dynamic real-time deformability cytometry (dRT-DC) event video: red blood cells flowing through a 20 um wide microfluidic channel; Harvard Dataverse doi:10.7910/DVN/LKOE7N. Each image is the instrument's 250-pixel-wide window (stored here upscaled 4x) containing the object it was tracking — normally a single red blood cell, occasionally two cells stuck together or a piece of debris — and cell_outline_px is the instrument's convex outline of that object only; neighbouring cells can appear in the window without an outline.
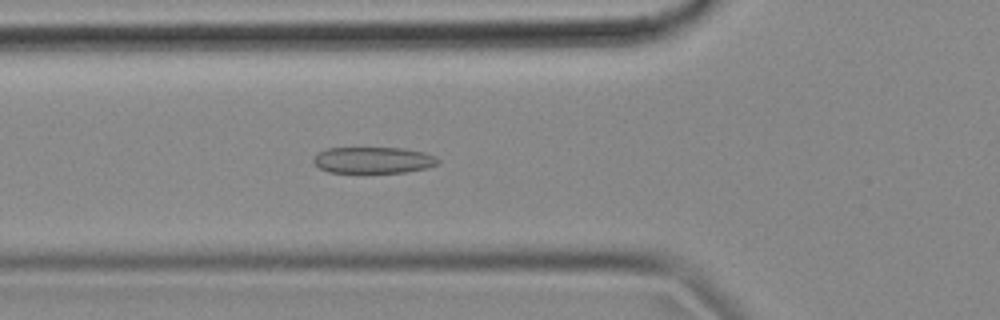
{"species": "common noctule bat (a hibernating species)", "species_latin": "Nyctalus noctula", "temperature_condition": "cold", "stored_images_in_passage": 54, "camera_frame_rate_fps": 3000, "um_per_image_px": 0.085, "animal": {"sex": "female", "body_mass_g": 18.4}, "frame": {"image": 1, "passage_image": 19, "time_ms": 6.0, "image_size_px": [1000, 320], "cell_outline_px": [[440, 160], [436, 164], [424, 168], [404, 172], [328, 172], [320, 168], [312, 160], [320, 152], [328, 148], [404, 148], [424, 152], [436, 156]], "centroid_in_image_um": [31.74, 13.6], "position_along_channel_um": 94.1, "area_um2": 18.84}}
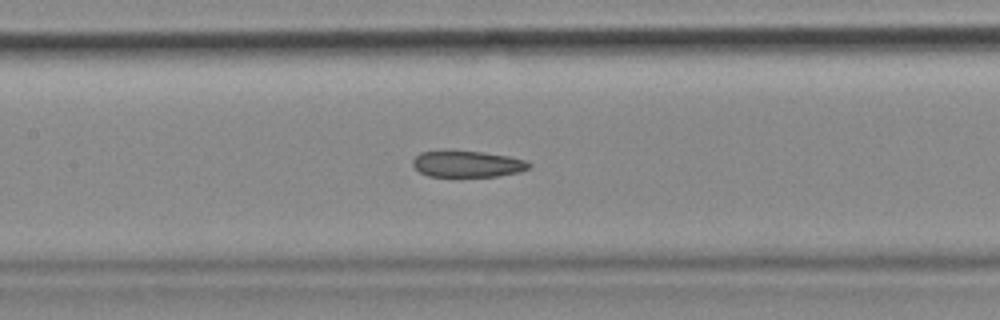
{"frame": {"image": 2, "passage_image": 25, "time_ms": 8.0, "image_size_px": [1000, 320], "cell_outline_px": [[532, 164], [528, 168], [520, 172], [496, 176], [428, 176], [420, 172], [412, 164], [412, 160], [420, 152], [444, 148], [452, 148], [508, 156], [528, 160]], "centroid_in_image_um": [39.68, 13.89], "position_along_channel_um": 167.7, "area_um2": 18.44}}
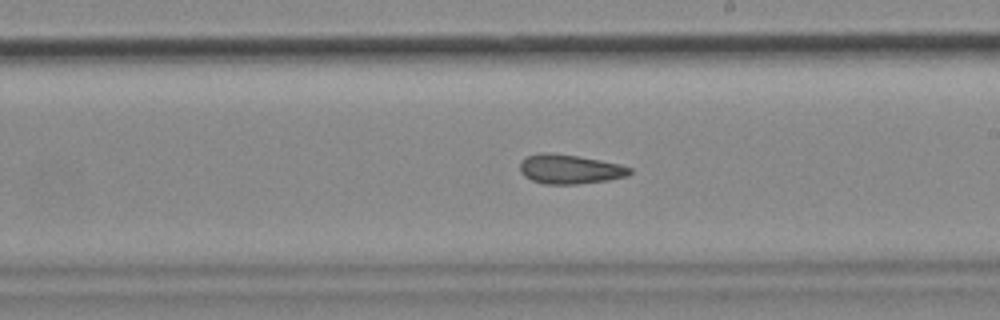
{"frame": {"image": 3, "passage_image": 31, "time_ms": 10.0, "image_size_px": [1000, 320], "cell_outline_px": [[632, 172], [628, 176], [608, 180], [576, 184], [544, 184], [532, 180], [524, 176], [520, 172], [520, 160], [528, 156], [540, 152], [552, 152], [600, 160], [620, 164], [632, 168]], "centroid_in_image_um": [48.42, 14.37], "position_along_channel_um": 240.6, "area_um2": 18.9}, "authors_computed_cell_mechanics": {"area_um2": 19.5942, "velocity_mm_per_s": 3.668, "shape_relaxation_time_tau1_ms": null, "shape_relaxation_time_tau2_ms": 3.351, "deformation_change_tau1": null, "deformation_change_tau2": 0.0899}}